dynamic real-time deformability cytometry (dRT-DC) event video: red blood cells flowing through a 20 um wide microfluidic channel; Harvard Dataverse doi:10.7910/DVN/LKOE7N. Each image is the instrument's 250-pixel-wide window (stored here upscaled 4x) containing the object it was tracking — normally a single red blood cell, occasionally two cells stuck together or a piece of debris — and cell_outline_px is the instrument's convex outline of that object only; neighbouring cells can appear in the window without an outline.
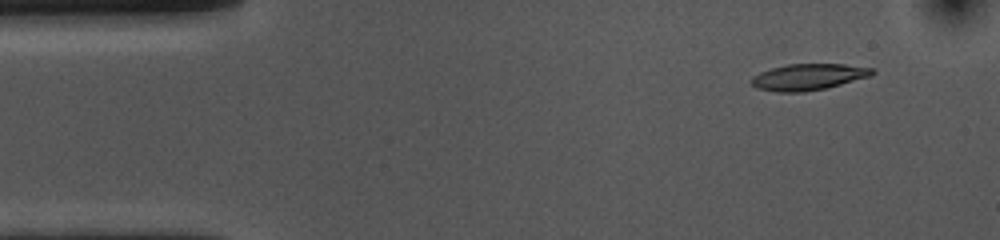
{"species": "common noctule bat (a hibernating species)", "species_latin": "Nyctalus noctula", "temperature_condition": "cold", "stored_images_in_passage": 50, "camera_frame_rate_fps": 3000, "um_per_image_px": 0.085, "animal": {"sex": "female", "body_mass_g": 10.0, "forearm_length_mm": 53.1}, "frame": {"image": 1, "passage_image": 1, "time_ms": 0.0, "image_size_px": [1000, 240], "cell_outline_px": [[876, 72], [872, 76], [824, 88], [804, 92], [776, 92], [756, 88], [748, 80], [752, 76], [760, 72], [772, 68], [788, 64], [844, 64], [872, 68]], "centroid_in_image_um": [68.68, 6.54], "position_along_channel_um": 16.3, "area_um2": 18.55}}
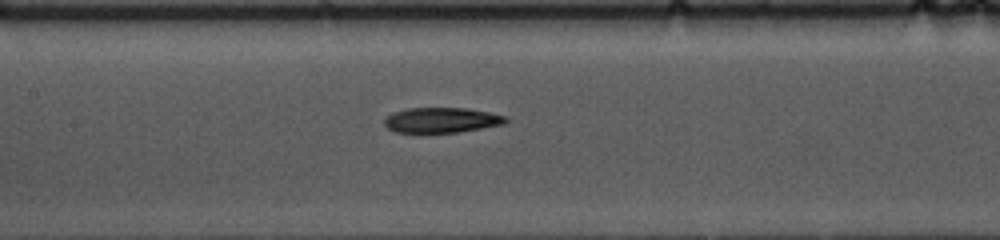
{"frame": {"image": 2, "passage_image": 20, "time_ms": 6.333, "image_size_px": [1000, 240], "cell_outline_px": [[508, 120], [504, 124], [456, 132], [416, 136], [396, 132], [388, 128], [384, 124], [384, 120], [392, 112], [408, 108], [468, 108], [508, 116]], "centroid_in_image_um": [37.47, 10.25], "position_along_channel_um": 169.9, "area_um2": 18.55}}
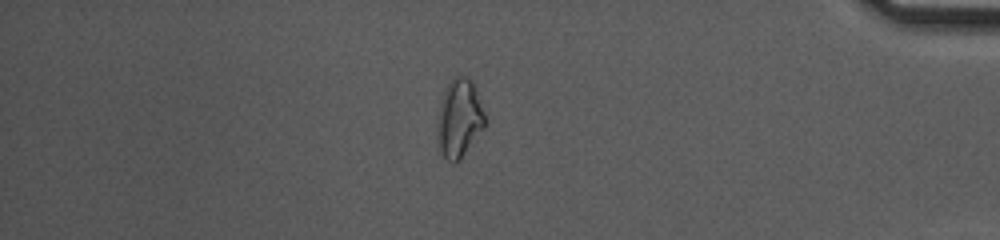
{"frame": {"image": 3, "passage_image": 42, "time_ms": 13.667, "image_size_px": [1000, 240], "cell_outline_px": [[488, 124], [460, 160], [456, 164], [452, 164], [440, 152], [436, 132], [436, 120], [440, 100], [444, 88], [452, 76], [468, 76], [472, 80], [484, 112]], "centroid_in_image_um": [39.02, 10.06], "position_along_channel_um": 396.2, "area_um2": 22.54}, "authors_computed_cell_mechanics": {"area_um2": 19.0162, "velocity_mm_per_s": 3.6221, "shape_relaxation_time_tau1_ms": 4.9385, "shape_relaxation_time_tau2_ms": 5.431, "deformation_change_tau1": 0.1451, "deformation_change_tau2": 0.1331}}